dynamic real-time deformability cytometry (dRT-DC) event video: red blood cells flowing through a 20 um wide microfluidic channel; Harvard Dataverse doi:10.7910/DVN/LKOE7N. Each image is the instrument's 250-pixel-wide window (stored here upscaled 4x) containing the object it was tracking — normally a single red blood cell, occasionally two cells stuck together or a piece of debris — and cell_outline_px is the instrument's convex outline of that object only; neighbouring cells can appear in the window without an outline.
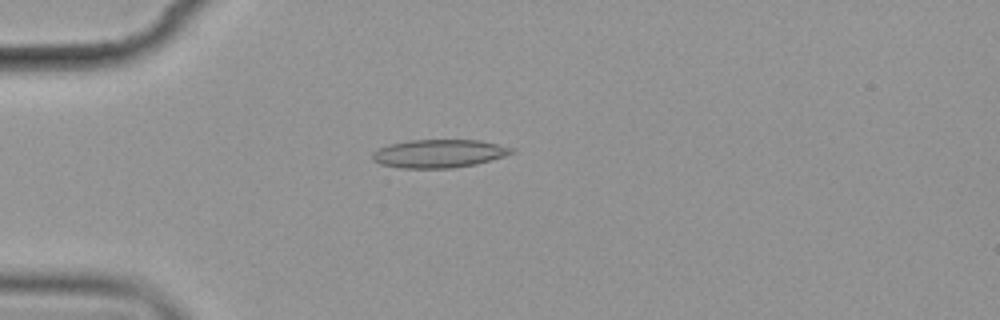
{"species": "common noctule bat (a hibernating species)", "species_latin": "Nyctalus noctula", "temperature_condition": "cold", "stored_images_in_passage": 5, "camera_frame_rate_fps": 3000, "um_per_image_px": 0.085, "animal": {"sex": "female", "body_mass_g": 19.9}, "frame": {"image": 1, "passage_image": 1, "time_ms": 0.0, "image_size_px": [1000, 320], "cell_outline_px": [[516, 152], [504, 156], [476, 164], [452, 168], [400, 168], [380, 164], [372, 160], [372, 152], [388, 144], [412, 140], [480, 140], [516, 148]], "centroid_in_image_um": [37.33, 13.05], "position_along_channel_um": 47.7, "area_um2": 23.0}}
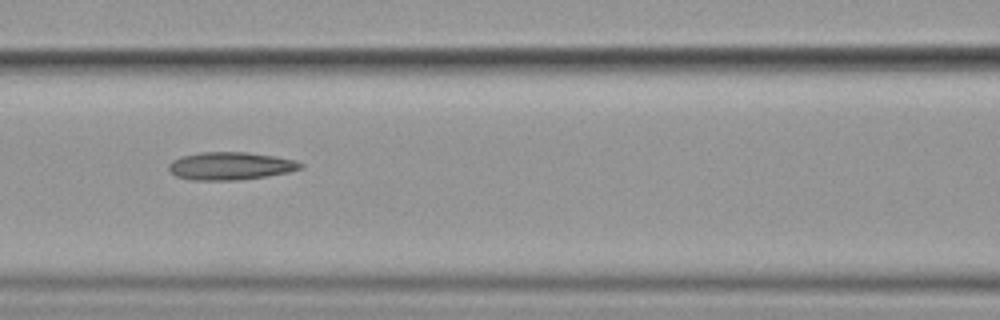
{"frame": {"image": 2, "passage_image": 4, "time_ms": 3.333, "image_size_px": [1000, 320], "cell_outline_px": [[304, 168], [288, 172], [264, 176], [236, 180], [192, 180], [176, 176], [168, 168], [168, 164], [172, 160], [180, 156], [200, 152], [248, 152], [276, 156], [296, 160], [304, 164]], "centroid_in_image_um": [19.59, 14.09], "position_along_channel_um": 147.0, "area_um2": 21.44}}
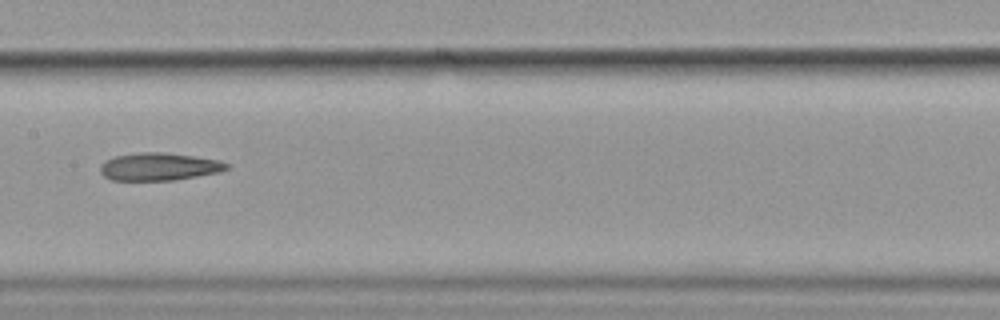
{"frame": {"image": 3, "passage_image": 5, "time_ms": 4.667, "image_size_px": [1000, 320], "cell_outline_px": [[232, 164], [228, 168], [220, 172], [172, 180], [112, 180], [104, 176], [100, 172], [100, 164], [104, 160], [116, 156], [136, 152], [164, 152], [220, 160]], "centroid_in_image_um": [13.51, 14.16], "position_along_channel_um": 193.9, "area_um2": 20.46}}